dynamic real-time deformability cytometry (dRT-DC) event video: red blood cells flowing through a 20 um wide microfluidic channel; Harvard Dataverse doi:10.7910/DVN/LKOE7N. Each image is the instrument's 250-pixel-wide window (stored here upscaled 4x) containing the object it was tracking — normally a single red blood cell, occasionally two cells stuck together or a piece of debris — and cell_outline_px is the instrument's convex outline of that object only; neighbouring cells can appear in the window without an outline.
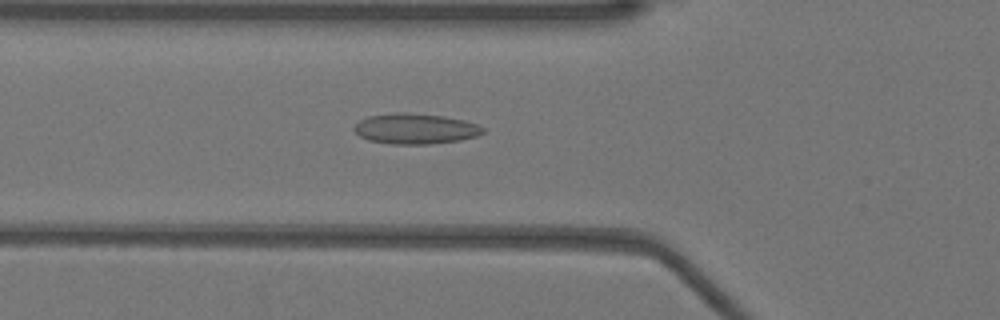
{"species": "Egyptian fruit bat (a non-hibernating species)", "species_latin": "Rousettus aegyptiacus", "temperature_condition": "warm", "stored_images_in_passage": 47, "camera_frame_rate_fps": 3000, "um_per_image_px": 0.085, "animal": {"sex": "female"}, "frame": {"image": 1, "passage_image": 17, "time_ms": 5.333, "image_size_px": [1000, 320], "cell_outline_px": [[484, 132], [476, 136], [460, 140], [432, 144], [392, 144], [368, 140], [360, 136], [352, 128], [360, 120], [368, 116], [396, 112], [404, 112], [444, 116], [464, 120], [476, 124], [484, 128]], "centroid_in_image_um": [35.29, 10.94], "position_along_channel_um": 90.5, "area_um2": 22.89}}
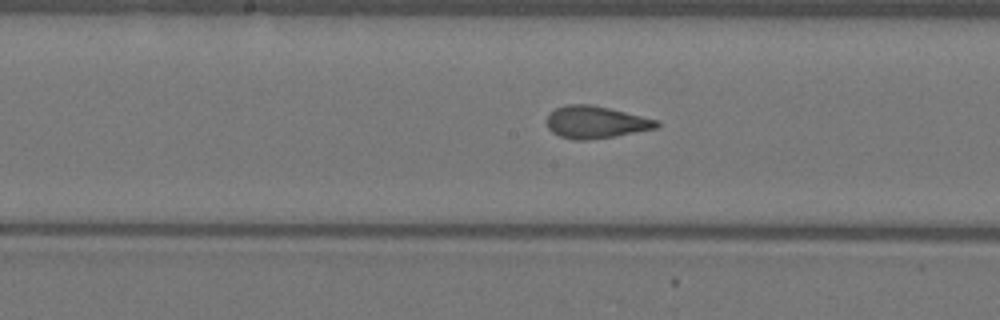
{"frame": {"image": 2, "passage_image": 25, "time_ms": 8.0, "image_size_px": [1000, 320], "cell_outline_px": [[660, 124], [656, 128], [616, 136], [588, 140], [572, 140], [560, 136], [552, 132], [548, 128], [548, 116], [556, 108], [568, 104], [592, 104], [660, 120]], "centroid_in_image_um": [50.66, 10.39], "position_along_channel_um": 197.5, "area_um2": 20.63}}
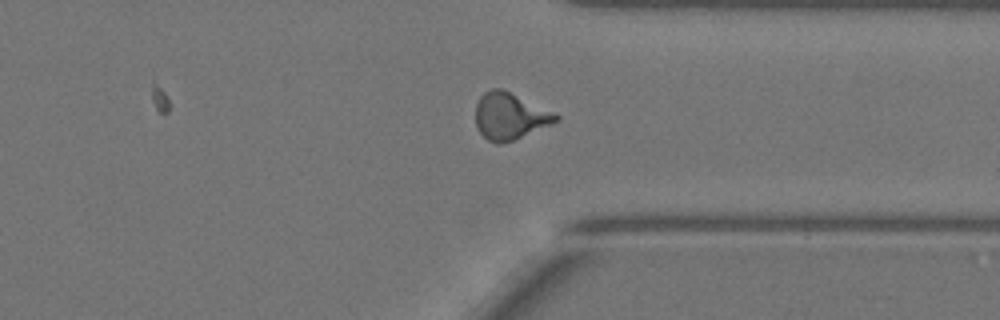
{"frame": {"image": 3, "passage_image": 38, "time_ms": 12.333, "image_size_px": [1000, 320], "cell_outline_px": [[560, 120], [512, 140], [500, 144], [496, 144], [488, 140], [476, 128], [476, 104], [480, 96], [484, 92], [492, 88], [500, 88], [552, 112], [560, 116]], "centroid_in_image_um": [43.29, 9.88], "position_along_channel_um": 368.1, "area_um2": 21.33}, "authors_computed_cell_mechanics": {"area_um2": 20.6924, "velocity_mm_per_s": 3.9746, "shape_relaxation_time_tau1_ms": 6.5468, "shape_relaxation_time_tau2_ms": 1.0025, "deformation_change_tau1": 0.1964, "deformation_change_tau2": 0.078}}